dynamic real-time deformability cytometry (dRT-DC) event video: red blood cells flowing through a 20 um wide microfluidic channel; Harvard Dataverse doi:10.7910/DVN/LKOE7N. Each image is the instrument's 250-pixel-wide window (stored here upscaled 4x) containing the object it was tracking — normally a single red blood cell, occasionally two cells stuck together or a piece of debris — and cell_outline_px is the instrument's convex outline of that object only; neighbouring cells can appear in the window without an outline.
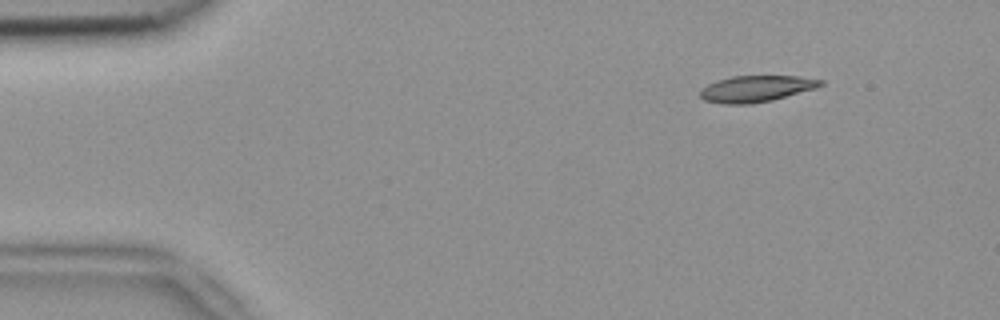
{"species": "common noctule bat (a hibernating species)", "species_latin": "Nyctalus noctula", "temperature_condition": "room temperature", "stored_images_in_passage": 6, "camera_frame_rate_fps": 3000, "um_per_image_px": 0.085, "animal": {"sex": "female", "body_mass_g": 18.4}, "frame": {"image": 1, "passage_image": 2, "time_ms": 0.333, "image_size_px": [1000, 320], "cell_outline_px": [[824, 84], [816, 88], [772, 100], [752, 104], [724, 104], [704, 100], [700, 96], [700, 92], [708, 84], [716, 80], [732, 76], [800, 76], [824, 80]], "centroid_in_image_um": [64.3, 7.54], "position_along_channel_um": 20.7, "area_um2": 18.5}}
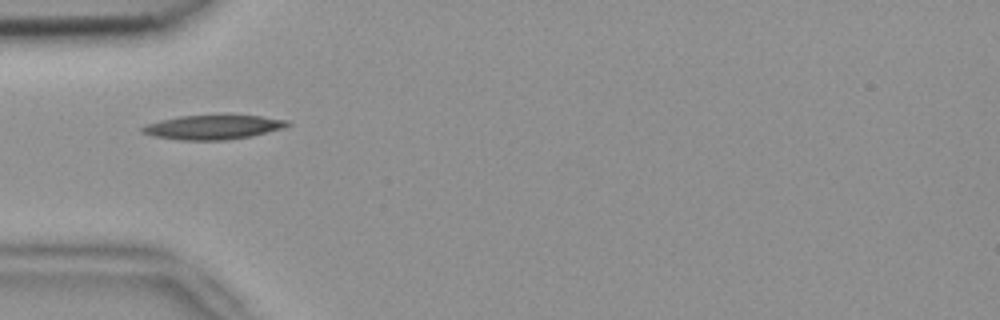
{"frame": {"image": 2, "passage_image": 5, "time_ms": 1.333, "image_size_px": [1000, 320], "cell_outline_px": [[292, 124], [284, 128], [252, 136], [224, 140], [180, 140], [152, 136], [140, 132], [140, 128], [148, 124], [160, 120], [180, 116], [260, 116], [288, 120]], "centroid_in_image_um": [18.11, 10.82], "position_along_channel_um": 66.9, "area_um2": 20.4}}